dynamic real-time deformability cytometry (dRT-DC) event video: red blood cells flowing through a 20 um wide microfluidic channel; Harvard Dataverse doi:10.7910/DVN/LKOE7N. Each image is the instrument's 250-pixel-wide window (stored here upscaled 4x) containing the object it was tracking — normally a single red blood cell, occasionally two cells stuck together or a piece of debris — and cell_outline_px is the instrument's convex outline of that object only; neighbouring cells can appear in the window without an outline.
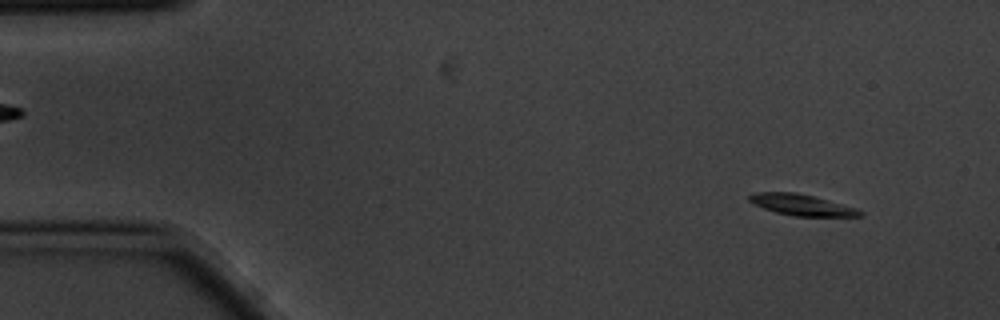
{"species": "common noctule bat (a hibernating species)", "species_latin": "Nyctalus noctula", "temperature_condition": "cold", "stored_images_in_passage": 4, "camera_frame_rate_fps": 3000, "um_per_image_px": 0.085, "animal": {"sex": "male", "body_mass_g": 20.1, "forearm_length_mm": 53.5}, "frame": {"image": 1, "passage_image": 1, "time_ms": 0.0, "image_size_px": [1000, 320], "cell_outline_px": [[864, 212], [860, 216], [792, 216], [776, 212], [764, 208], [748, 200], [748, 196], [752, 192], [796, 192], [828, 200], [856, 208]], "centroid_in_image_um": [68.11, 17.41], "position_along_channel_um": 16.9, "area_um2": 13.47}}
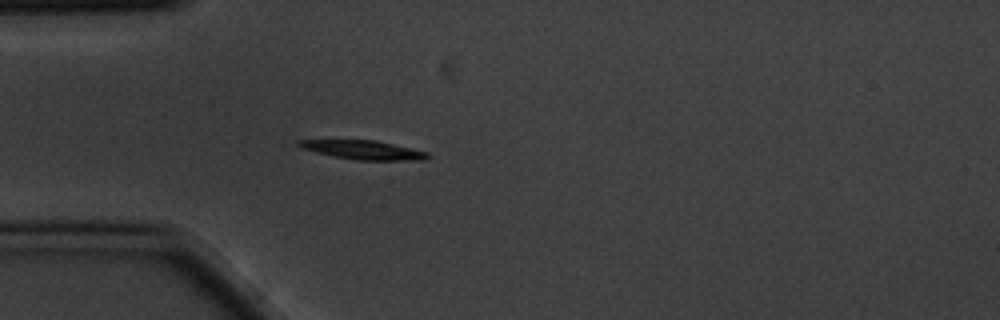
{"frame": {"image": 2, "passage_image": 4, "time_ms": 1.0, "image_size_px": [1000, 320], "cell_outline_px": [[432, 156], [428, 160], [356, 160], [332, 156], [316, 152], [304, 148], [296, 144], [296, 140], [376, 140], [412, 148], [428, 152]], "centroid_in_image_um": [30.95, 12.75], "position_along_channel_um": 54.0, "area_um2": 14.28}}